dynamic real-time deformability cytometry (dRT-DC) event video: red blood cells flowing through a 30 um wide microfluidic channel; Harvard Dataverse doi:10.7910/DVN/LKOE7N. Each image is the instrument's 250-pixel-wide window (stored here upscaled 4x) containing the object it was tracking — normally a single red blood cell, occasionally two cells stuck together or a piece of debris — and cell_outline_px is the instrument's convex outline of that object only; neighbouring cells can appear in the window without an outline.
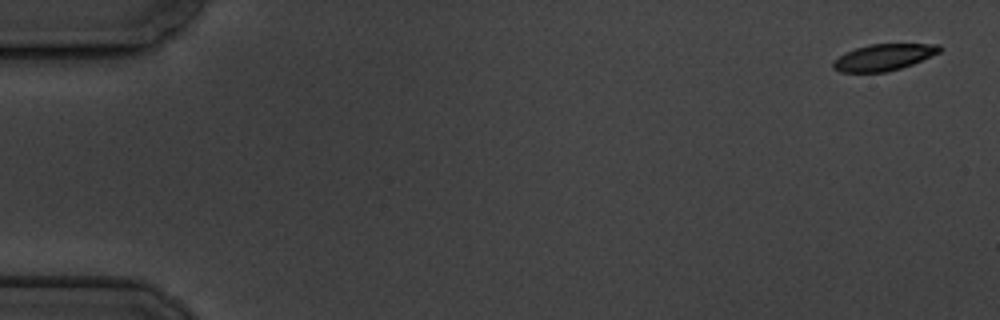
{"species": "common noctule bat (a hibernating species)", "species_latin": "Nyctalus noctula", "temperature_condition": "cold", "stored_images_in_passage": 9, "camera_frame_rate_fps": 3000, "um_per_image_px": 0.085, "animal": {"sex": "male", "body_mass_g": 19.5, "forearm_length_mm": 54.6}, "frame": {"image": 1, "passage_image": 1, "time_ms": 0.0, "image_size_px": [1000, 320], "cell_outline_px": [[944, 48], [940, 52], [912, 64], [900, 68], [884, 72], [840, 72], [832, 68], [832, 60], [856, 48], [868, 44], [940, 44]], "centroid_in_image_um": [75.11, 4.86], "position_along_channel_um": 9.9, "area_um2": 16.36}}
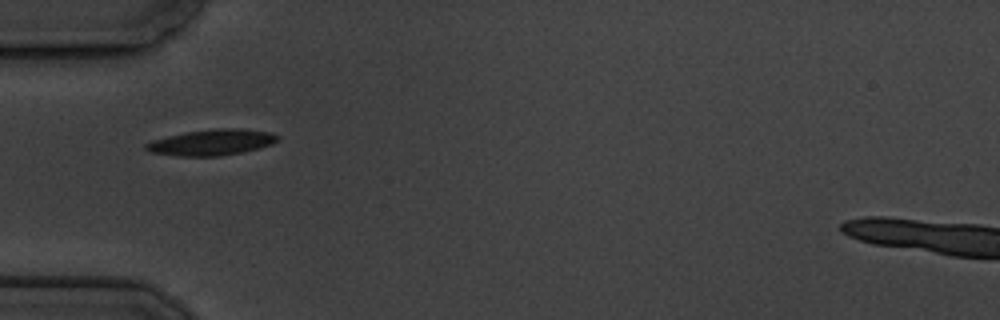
{"frame": {"image": 2, "passage_image": 6, "time_ms": 5.667, "image_size_px": [1000, 320], "cell_outline_px": [[280, 136], [272, 144], [240, 152], [220, 156], [180, 156], [152, 152], [144, 148], [144, 144], [152, 140], [184, 132], [212, 128], [240, 128], [272, 132]], "centroid_in_image_um": [17.98, 12.08], "position_along_channel_um": 67.0, "area_um2": 19.83}}
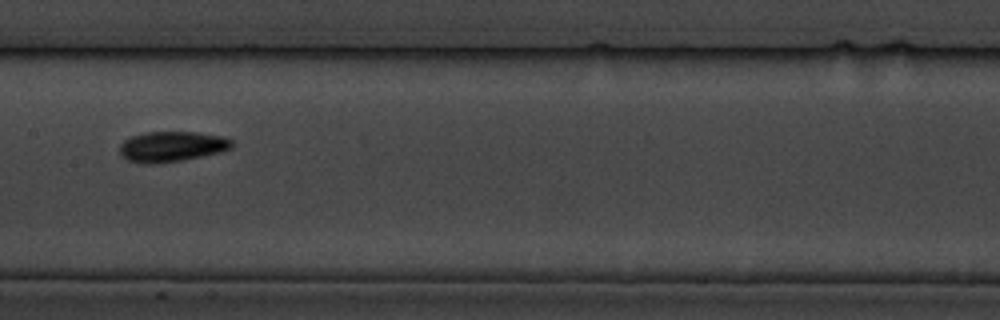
{"frame": {"image": 3, "passage_image": 9, "time_ms": 9.333, "image_size_px": [1000, 320], "cell_outline_px": [[232, 148], [220, 152], [180, 160], [156, 164], [144, 164], [128, 160], [120, 152], [120, 144], [124, 140], [132, 136], [148, 132], [196, 132], [220, 136], [232, 140]], "centroid_in_image_um": [14.59, 12.45], "position_along_channel_um": 192.8, "area_um2": 19.59}}